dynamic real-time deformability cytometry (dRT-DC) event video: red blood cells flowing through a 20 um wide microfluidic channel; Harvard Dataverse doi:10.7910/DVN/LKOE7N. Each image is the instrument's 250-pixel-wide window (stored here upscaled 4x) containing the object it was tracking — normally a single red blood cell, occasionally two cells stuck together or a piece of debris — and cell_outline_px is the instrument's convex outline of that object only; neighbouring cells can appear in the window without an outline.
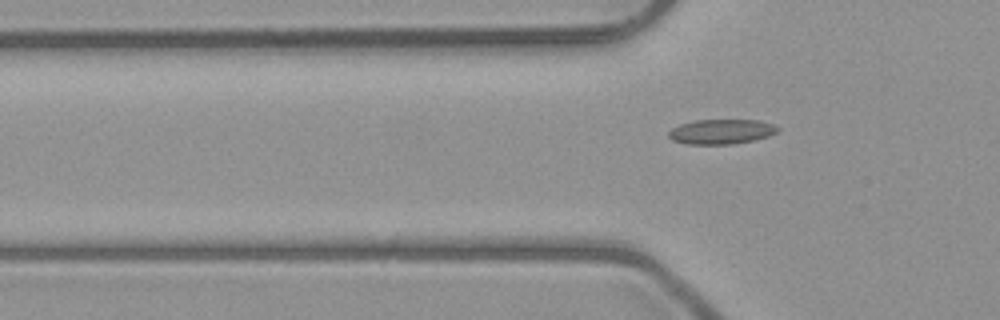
{"species": "common noctule bat (a hibernating species)", "species_latin": "Nyctalus noctula", "temperature_condition": "room temperature", "stored_images_in_passage": 6, "camera_frame_rate_fps": 3000, "um_per_image_px": 0.085, "animal": {"sex": "male", "body_mass_g": 23.1, "forearm_length_mm": 52.7}, "frame": {"image": 1, "passage_image": 6, "time_ms": 6.667, "image_size_px": [1000, 320], "cell_outline_px": [[780, 128], [776, 132], [768, 136], [752, 140], [732, 144], [688, 144], [672, 140], [668, 136], [668, 132], [672, 128], [680, 124], [692, 120], [756, 120], [772, 124]], "centroid_in_image_um": [61.27, 11.18], "position_along_channel_um": 64.5, "area_um2": 15.66}}